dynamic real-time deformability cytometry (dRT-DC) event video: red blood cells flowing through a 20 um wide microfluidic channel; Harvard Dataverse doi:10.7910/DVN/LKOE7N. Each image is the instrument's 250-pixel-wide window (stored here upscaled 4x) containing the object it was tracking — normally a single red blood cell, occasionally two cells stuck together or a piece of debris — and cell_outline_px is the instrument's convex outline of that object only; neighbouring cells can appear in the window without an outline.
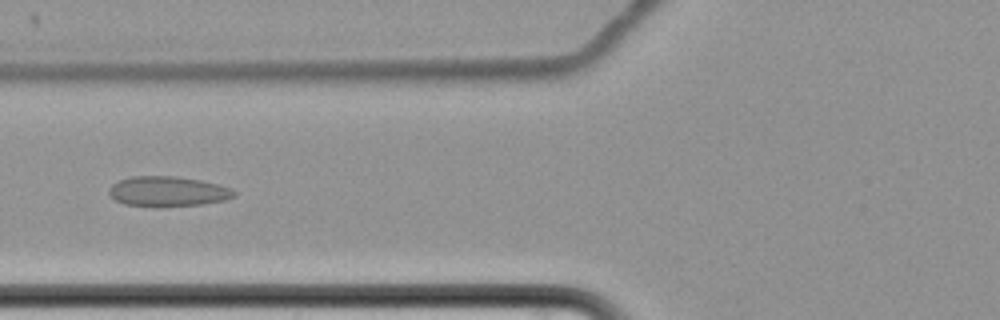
{"species": "common noctule bat (a hibernating species)", "species_latin": "Nyctalus noctula", "temperature_condition": "cold", "stored_images_in_passage": 10, "camera_frame_rate_fps": 3000, "um_per_image_px": 0.085, "animal": {"sex": "female", "body_mass_g": 22.7, "forearm_length_mm": 54.2}, "frame": {"image": 1, "passage_image": 7, "time_ms": 7.667, "image_size_px": [1000, 320], "cell_outline_px": [[236, 196], [224, 200], [200, 204], [160, 208], [124, 204], [116, 200], [108, 192], [108, 188], [112, 184], [120, 180], [132, 176], [176, 176], [200, 180], [216, 184], [228, 188], [236, 192]], "centroid_in_image_um": [14.22, 16.28], "position_along_channel_um": 111.6, "area_um2": 22.02}}
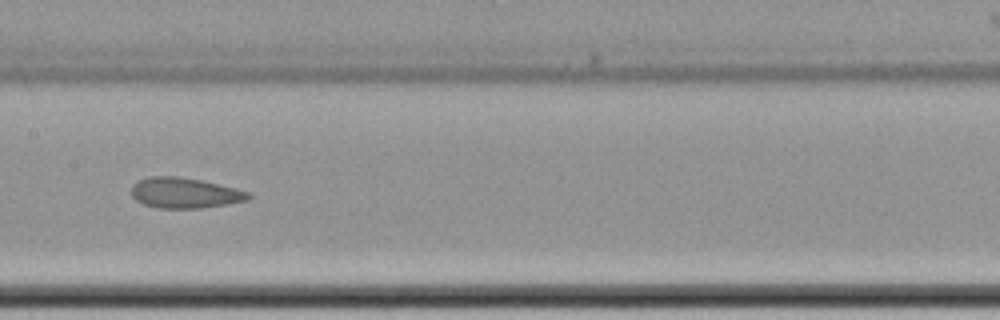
{"frame": {"image": 2, "passage_image": 9, "time_ms": 10.0, "image_size_px": [1000, 320], "cell_outline_px": [[252, 196], [248, 200], [228, 204], [200, 208], [156, 208], [144, 204], [136, 200], [132, 196], [132, 184], [136, 180], [148, 176], [180, 176], [200, 180], [236, 188], [248, 192]], "centroid_in_image_um": [15.68, 16.39], "position_along_channel_um": 191.7, "area_um2": 20.92}}
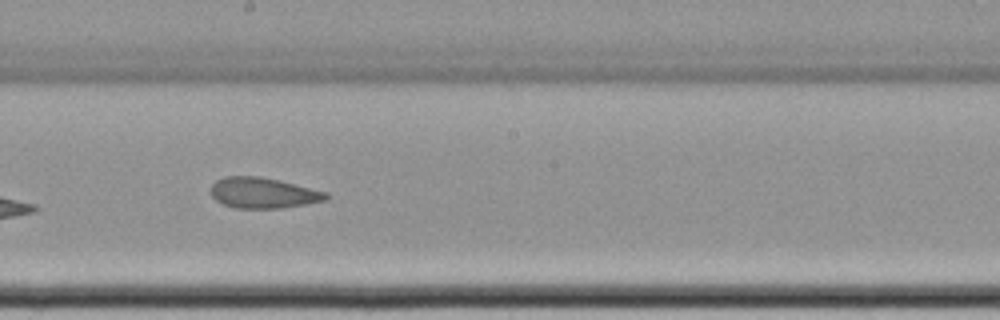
{"frame": {"image": 3, "passage_image": 10, "time_ms": 11.0, "image_size_px": [1000, 320], "cell_outline_px": [[328, 200], [280, 208], [236, 208], [224, 204], [216, 200], [212, 196], [212, 184], [216, 180], [224, 176], [260, 176], [328, 192]], "centroid_in_image_um": [22.36, 16.39], "position_along_channel_um": 225.8, "area_um2": 20.4}}